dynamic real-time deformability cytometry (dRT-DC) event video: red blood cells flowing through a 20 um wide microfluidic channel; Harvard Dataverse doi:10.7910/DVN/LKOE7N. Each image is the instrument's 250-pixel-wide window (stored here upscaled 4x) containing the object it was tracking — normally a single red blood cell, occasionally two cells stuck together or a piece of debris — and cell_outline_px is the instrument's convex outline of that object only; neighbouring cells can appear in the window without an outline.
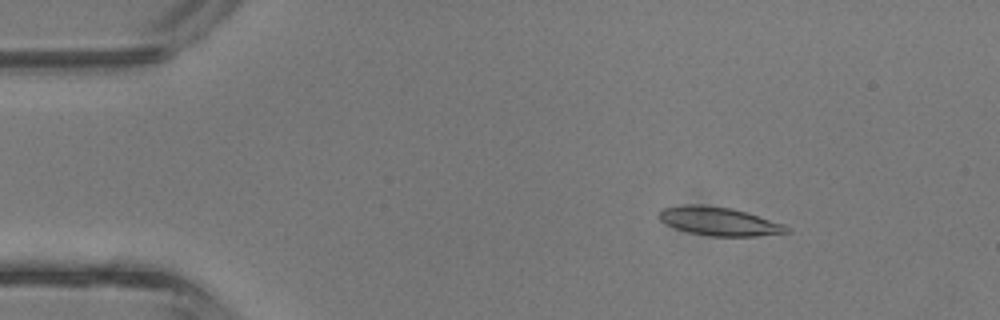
{"species": "common noctule bat (a hibernating species)", "species_latin": "Nyctalus noctula", "temperature_condition": "room temperature", "stored_images_in_passage": 4, "camera_frame_rate_fps": 3000, "um_per_image_px": 0.085, "animal": {"sex": "male", "body_mass_g": 13.3}, "frame": {"image": 1, "passage_image": 2, "time_ms": 0.333, "image_size_px": [1000, 320], "cell_outline_px": [[788, 232], [756, 236], [712, 236], [688, 232], [676, 228], [660, 220], [660, 212], [664, 208], [692, 204], [732, 208], [748, 212], [784, 224], [788, 228]], "centroid_in_image_um": [61.16, 18.81], "position_along_channel_um": 23.8, "area_um2": 20.75}}
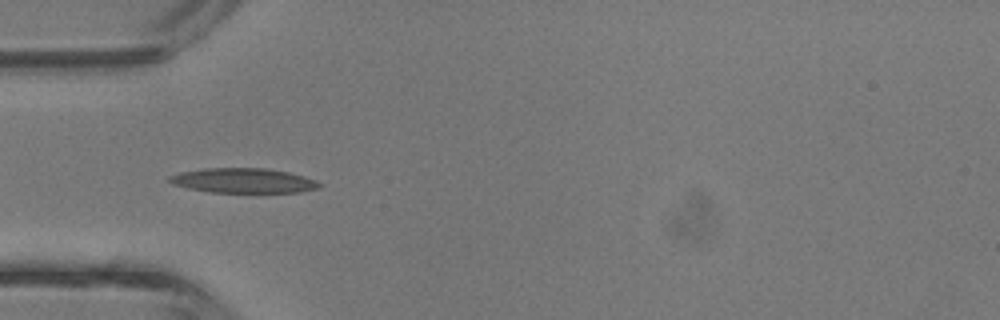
{"frame": {"image": 2, "passage_image": 4, "time_ms": 1.0, "image_size_px": [1000, 320], "cell_outline_px": [[324, 184], [320, 188], [300, 192], [212, 192], [188, 188], [172, 184], [168, 180], [168, 176], [180, 172], [204, 168], [268, 168], [288, 172], [304, 176], [316, 180]], "centroid_in_image_um": [20.71, 15.34], "position_along_channel_um": 64.3, "area_um2": 21.73}}